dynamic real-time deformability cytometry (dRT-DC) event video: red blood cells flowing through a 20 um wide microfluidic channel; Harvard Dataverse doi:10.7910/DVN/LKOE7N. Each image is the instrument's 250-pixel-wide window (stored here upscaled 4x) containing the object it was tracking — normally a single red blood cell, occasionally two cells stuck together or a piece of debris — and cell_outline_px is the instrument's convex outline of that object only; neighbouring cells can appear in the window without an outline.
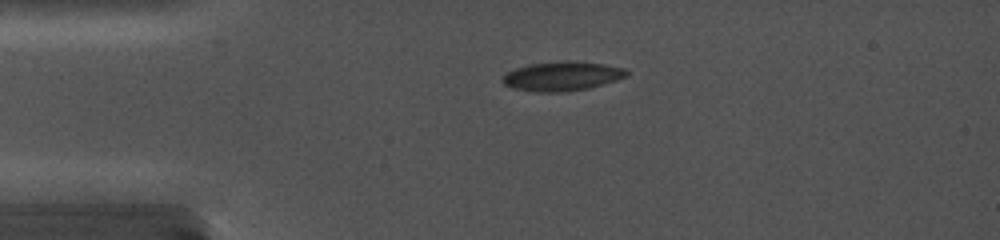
{"species": "common noctule bat (a hibernating species)", "species_latin": "Nyctalus noctula", "temperature_condition": "cold", "stored_images_in_passage": 65, "camera_frame_rate_fps": 5000, "um_per_image_px": 0.085, "animal": {"sex": "female", "body_mass_g": 19.0, "forearm_length_mm": 56.7}, "frame": {"image": 1, "passage_image": 1, "time_ms": 0.0, "image_size_px": [1000, 240], "cell_outline_px": [[628, 76], [604, 84], [588, 88], [564, 92], [532, 92], [512, 88], [504, 84], [504, 76], [508, 72], [520, 68], [536, 64], [600, 64], [620, 68], [628, 72]], "centroid_in_image_um": [47.77, 6.56], "position_along_channel_um": 37.2, "area_um2": 19.65}}
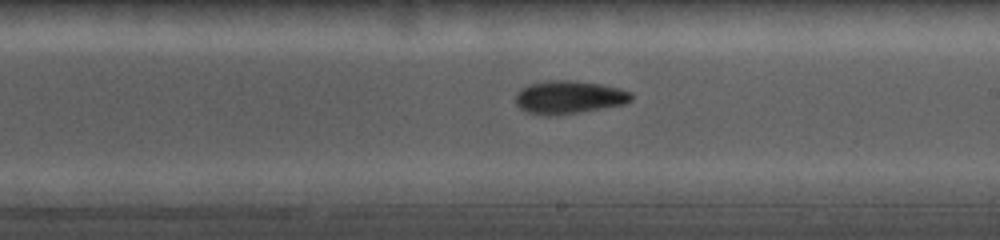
{"frame": {"image": 2, "passage_image": 32, "time_ms": 6.2, "image_size_px": [1000, 240], "cell_outline_px": [[632, 96], [624, 104], [556, 116], [544, 116], [524, 112], [516, 104], [516, 96], [524, 88], [532, 84], [552, 80], [568, 80], [600, 84], [616, 88], [628, 92]], "centroid_in_image_um": [48.3, 8.29], "position_along_channel_um": 240.7, "area_um2": 21.79}}
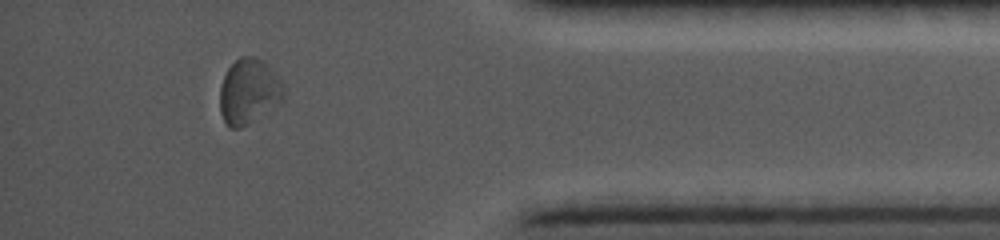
{"frame": {"image": 3, "passage_image": 57, "time_ms": 11.2, "image_size_px": [1000, 240], "cell_outline_px": [[280, 100], [248, 124], [240, 128], [228, 128], [220, 112], [220, 88], [224, 76], [228, 68], [240, 56], [252, 56], [260, 60], [268, 68], [280, 92]], "centroid_in_image_um": [20.98, 7.81], "position_along_channel_um": 414.2, "area_um2": 22.54}}